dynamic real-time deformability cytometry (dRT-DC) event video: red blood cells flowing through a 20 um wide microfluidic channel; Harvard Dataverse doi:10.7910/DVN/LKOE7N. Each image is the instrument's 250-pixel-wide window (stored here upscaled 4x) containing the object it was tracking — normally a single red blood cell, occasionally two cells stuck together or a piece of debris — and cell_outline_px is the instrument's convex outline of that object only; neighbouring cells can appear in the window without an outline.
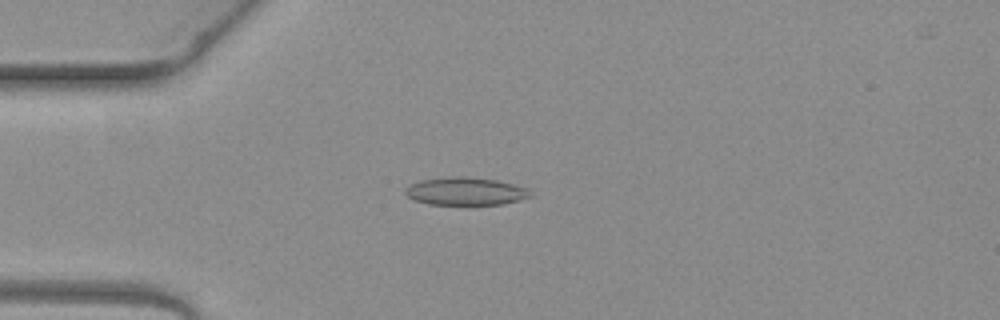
{"species": "common noctule bat (a hibernating species)", "species_latin": "Nyctalus noctula", "temperature_condition": "warm", "stored_images_in_passage": 3, "camera_frame_rate_fps": 3000, "um_per_image_px": 0.085, "animal": {"sex": "female", "body_mass_g": 19.3, "forearm_length_mm": 54.1}, "frame": {"image": 1, "passage_image": 3, "time_ms": 0.667, "image_size_px": [1000, 320], "cell_outline_px": [[532, 196], [520, 200], [504, 204], [428, 204], [416, 200], [408, 196], [404, 192], [404, 188], [408, 184], [420, 180], [452, 176], [468, 176], [496, 180], [528, 188], [532, 192]], "centroid_in_image_um": [39.57, 16.24], "position_along_channel_um": 45.4, "area_um2": 20.4}}